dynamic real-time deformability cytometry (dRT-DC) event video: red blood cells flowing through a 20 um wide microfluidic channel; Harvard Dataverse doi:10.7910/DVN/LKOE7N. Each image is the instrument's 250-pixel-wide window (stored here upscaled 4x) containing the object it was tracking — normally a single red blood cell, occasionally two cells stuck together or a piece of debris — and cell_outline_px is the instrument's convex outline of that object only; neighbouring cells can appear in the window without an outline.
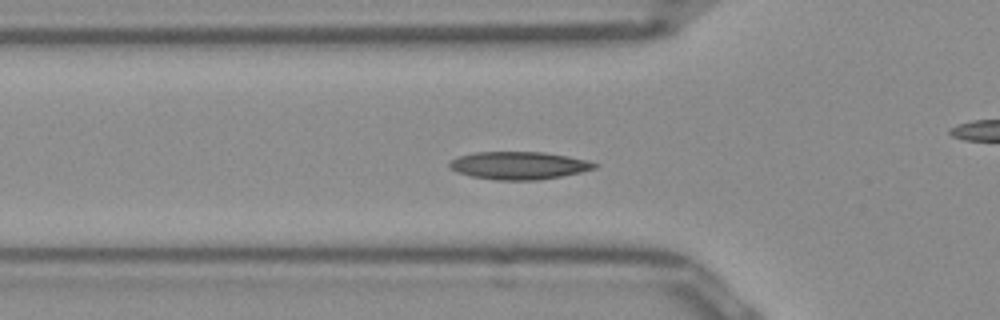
{"species": "Egyptian fruit bat (a non-hibernating species)", "species_latin": "Rousettus aegyptiacus", "temperature_condition": "room temperature", "stored_images_in_passage": 46, "camera_frame_rate_fps": 3000, "um_per_image_px": 0.085, "frame": {"image": 1, "passage_image": 11, "time_ms": 3.333, "image_size_px": [1000, 320], "cell_outline_px": [[600, 164], [596, 168], [580, 172], [540, 180], [496, 180], [472, 176], [456, 172], [448, 164], [452, 160], [460, 156], [476, 152], [544, 152], [568, 156]], "centroid_in_image_um": [44.12, 14.07], "position_along_channel_um": 81.7, "area_um2": 23.24}}
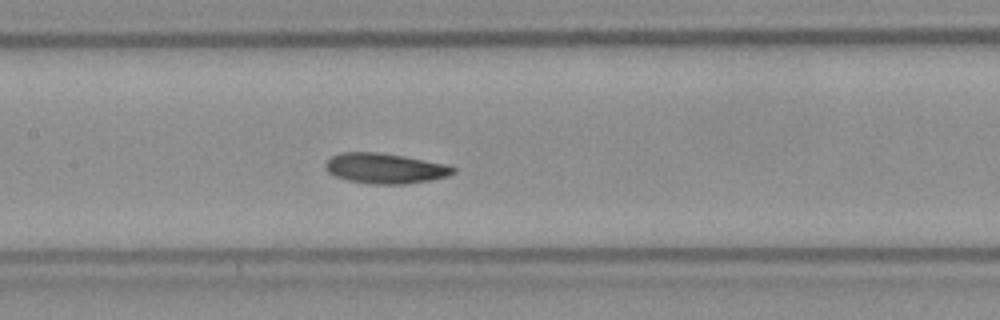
{"frame": {"image": 2, "passage_image": 18, "time_ms": 5.667, "image_size_px": [1000, 320], "cell_outline_px": [[456, 172], [448, 176], [432, 180], [404, 184], [372, 184], [348, 180], [336, 176], [328, 172], [324, 164], [332, 156], [340, 152], [380, 152], [404, 156], [444, 164], [456, 168]], "centroid_in_image_um": [32.73, 14.31], "position_along_channel_um": 174.7, "area_um2": 22.48}}
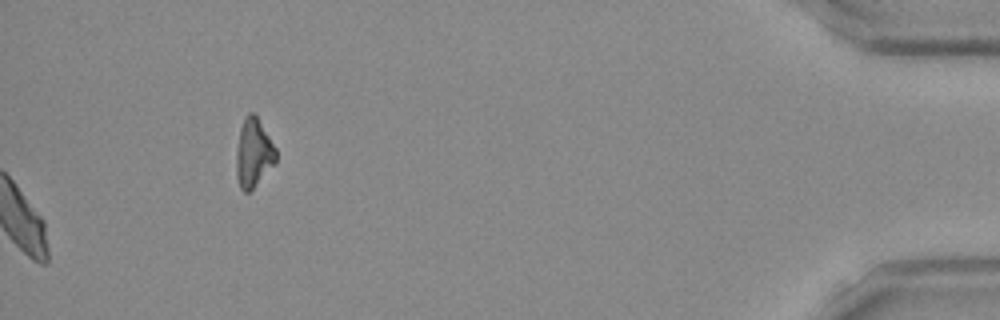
{"frame": {"image": 3, "passage_image": 46, "time_ms": 15.0, "image_size_px": [1000, 320], "cell_outline_px": [[276, 164], [248, 192], [244, 192], [240, 188], [236, 176], [236, 152], [240, 128], [244, 116], [248, 112], [256, 112], [276, 148]], "centroid_in_image_um": [21.55, 12.95], "position_along_channel_um": 413.6, "area_um2": 16.18}, "authors_computed_cell_mechanics": {"area_um2": 22.0218, "velocity_mm_per_s": 3.9514, "shape_relaxation_time_tau1_ms": 5.7266, "shape_relaxation_time_tau2_ms": 3.7353, "deformation_change_tau1": 0.1175, "deformation_change_tau2": 0.0846}}